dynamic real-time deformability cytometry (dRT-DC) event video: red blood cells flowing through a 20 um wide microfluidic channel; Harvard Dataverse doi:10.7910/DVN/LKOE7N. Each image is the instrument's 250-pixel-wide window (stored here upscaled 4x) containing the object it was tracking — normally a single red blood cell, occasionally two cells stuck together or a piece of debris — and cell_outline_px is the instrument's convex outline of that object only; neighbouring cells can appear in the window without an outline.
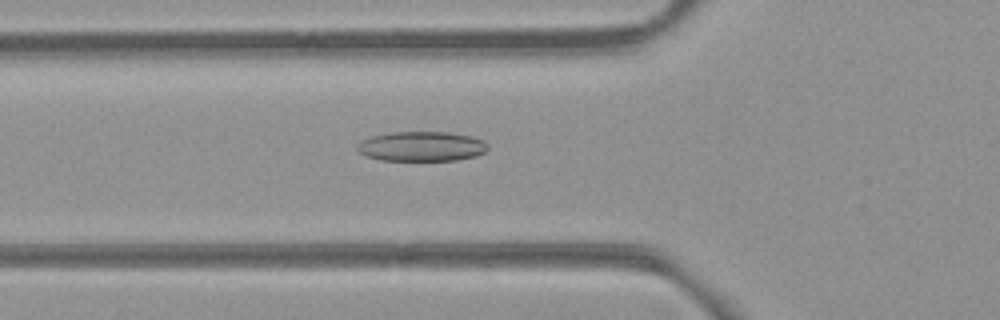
{"species": "common noctule bat (a hibernating species)", "species_latin": "Nyctalus noctula", "temperature_condition": "room temperature", "stored_images_in_passage": 53, "camera_frame_rate_fps": 3000, "um_per_image_px": 0.085, "animal": {"sex": "female", "body_mass_g": 21.9}, "frame": {"image": 1, "passage_image": 19, "time_ms": 6.0, "image_size_px": [1000, 320], "cell_outline_px": [[488, 148], [484, 152], [476, 156], [456, 160], [380, 160], [368, 156], [360, 152], [356, 148], [360, 140], [372, 136], [392, 132], [448, 132], [472, 136], [484, 140], [488, 144]], "centroid_in_image_um": [35.86, 12.43], "position_along_channel_um": 89.9, "area_um2": 22.66}}
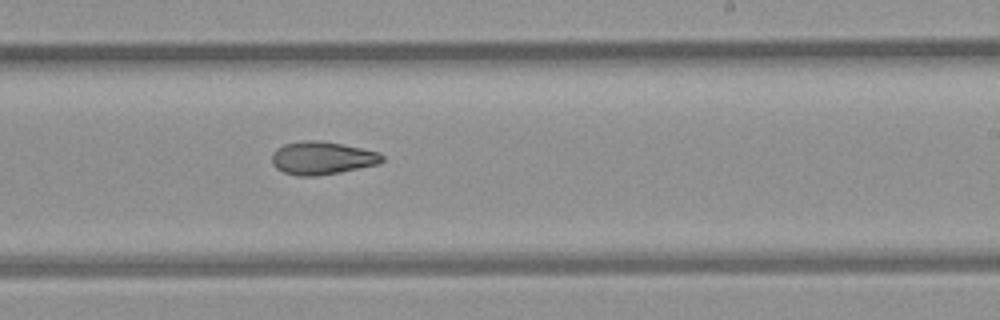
{"frame": {"image": 2, "passage_image": 32, "time_ms": 10.333, "image_size_px": [1000, 320], "cell_outline_px": [[384, 160], [380, 164], [340, 172], [316, 176], [296, 176], [284, 172], [276, 168], [272, 164], [272, 156], [276, 148], [284, 144], [304, 140], [316, 140], [340, 144], [380, 152], [384, 156]], "centroid_in_image_um": [27.38, 13.44], "position_along_channel_um": 261.6, "area_um2": 21.21}}
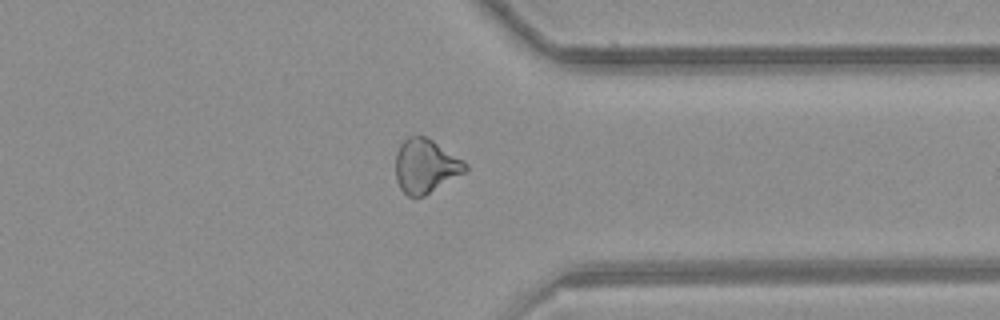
{"frame": {"image": 3, "passage_image": 41, "time_ms": 13.333, "image_size_px": [1000, 320], "cell_outline_px": [[468, 168], [464, 172], [424, 196], [408, 196], [400, 188], [396, 180], [396, 152], [400, 144], [408, 136], [424, 136], [432, 140], [464, 160], [468, 164]], "centroid_in_image_um": [36.16, 14.1], "position_along_channel_um": 375.2, "area_um2": 21.73}, "authors_computed_cell_mechanics": {"area_um2": 22.7154, "velocity_mm_per_s": 3.9363, "shape_relaxation_time_tau1_ms": null, "shape_relaxation_time_tau2_ms": 7.2158, "deformation_change_tau1": null, "deformation_change_tau2": 0.1554}}